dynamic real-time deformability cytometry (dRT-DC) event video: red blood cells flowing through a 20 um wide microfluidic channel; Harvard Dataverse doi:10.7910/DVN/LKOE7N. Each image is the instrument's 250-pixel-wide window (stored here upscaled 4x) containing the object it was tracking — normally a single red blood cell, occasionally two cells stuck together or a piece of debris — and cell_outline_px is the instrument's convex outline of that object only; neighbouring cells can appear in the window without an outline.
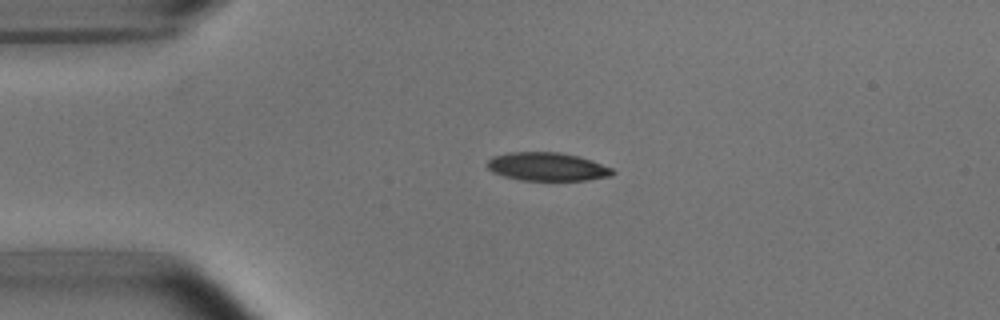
{"species": "common noctule bat (a hibernating species)", "species_latin": "Nyctalus noctula", "temperature_condition": "room temperature", "stored_images_in_passage": 42, "camera_frame_rate_fps": 3000, "um_per_image_px": 0.085, "animal": {"sex": "male", "body_mass_g": 15.6}, "frame": {"image": 1, "passage_image": 1, "time_ms": 0.0, "image_size_px": [1000, 320], "cell_outline_px": [[616, 172], [612, 176], [584, 180], [520, 180], [504, 176], [492, 172], [488, 168], [488, 160], [492, 156], [508, 152], [560, 152], [580, 156], [592, 160], [612, 168]], "centroid_in_image_um": [46.52, 14.16], "position_along_channel_um": 38.5, "area_um2": 20.81}}
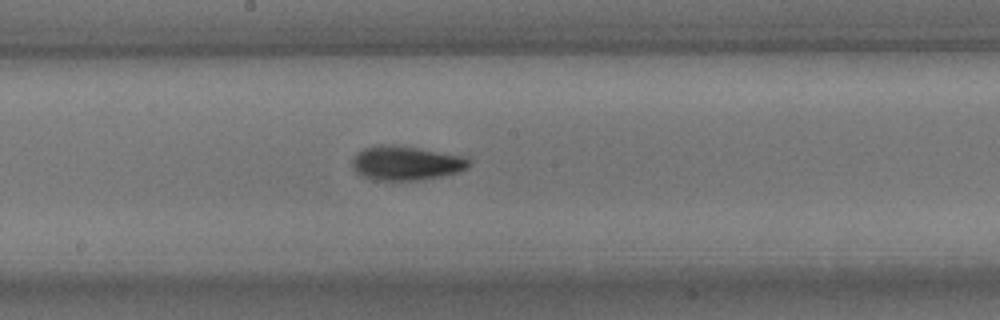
{"frame": {"image": 2, "passage_image": 17, "time_ms": 5.333, "image_size_px": [1000, 320], "cell_outline_px": [[472, 160], [468, 168], [456, 172], [440, 176], [420, 180], [372, 180], [360, 176], [356, 172], [352, 164], [352, 156], [356, 152], [364, 148], [376, 144], [396, 144], [468, 156]], "centroid_in_image_um": [34.5, 13.84], "position_along_channel_um": 213.7, "area_um2": 23.87}}
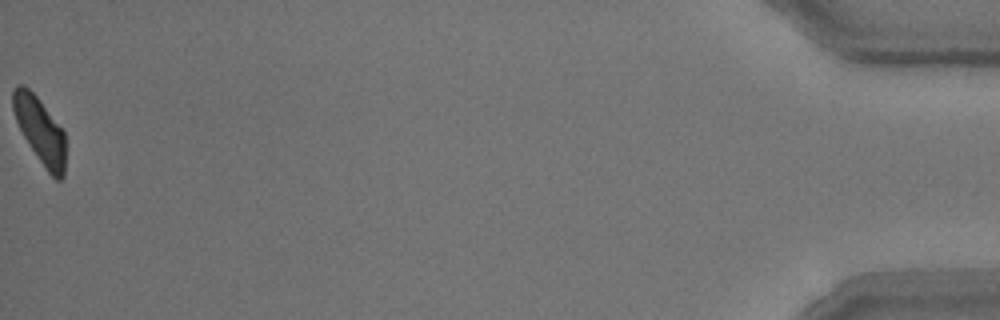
{"frame": {"image": 3, "passage_image": 42, "time_ms": 13.667, "image_size_px": [1000, 320], "cell_outline_px": [[64, 176], [60, 180], [56, 180], [48, 172], [24, 136], [16, 120], [12, 108], [12, 92], [20, 84], [24, 84], [36, 96], [64, 132]], "centroid_in_image_um": [3.39, 11.08], "position_along_channel_um": 431.8, "area_um2": 19.54}, "authors_computed_cell_mechanics": {"area_um2": 21.964, "velocity_mm_per_s": 3.7898, "shape_relaxation_time_tau1_ms": 3.648, "shape_relaxation_time_tau2_ms": 3.0971, "deformation_change_tau1": 0.1478, "deformation_change_tau2": 0.0944}}